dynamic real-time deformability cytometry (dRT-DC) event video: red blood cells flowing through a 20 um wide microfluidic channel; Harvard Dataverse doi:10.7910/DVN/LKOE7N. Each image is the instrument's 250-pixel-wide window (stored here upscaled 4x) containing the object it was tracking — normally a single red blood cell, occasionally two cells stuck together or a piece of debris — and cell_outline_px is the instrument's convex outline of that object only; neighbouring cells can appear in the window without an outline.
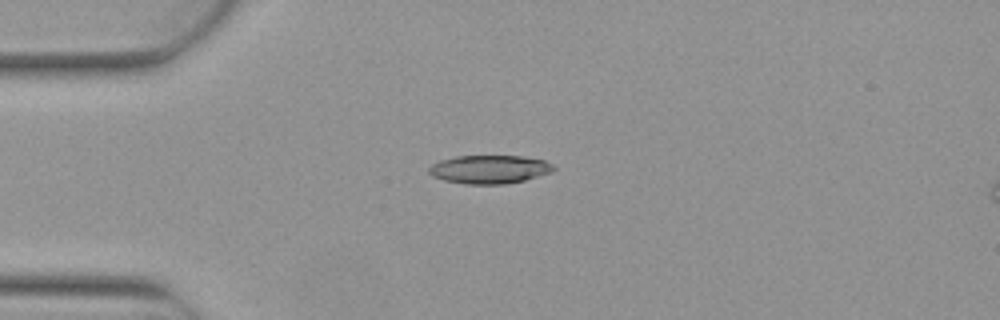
{"species": "Egyptian fruit bat (a non-hibernating species)", "species_latin": "Rousettus aegyptiacus", "temperature_condition": "warm", "stored_images_in_passage": 5, "camera_frame_rate_fps": 3000, "um_per_image_px": 0.085, "animal": {"sex": "female"}, "frame": {"image": 1, "passage_image": 5, "time_ms": 1.333, "image_size_px": [1000, 320], "cell_outline_px": [[556, 168], [552, 172], [524, 180], [504, 184], [464, 184], [444, 180], [432, 176], [428, 172], [428, 168], [432, 164], [440, 160], [456, 156], [520, 156], [544, 160], [552, 164]], "centroid_in_image_um": [41.59, 14.39], "position_along_channel_um": 43.4, "area_um2": 20.63}}